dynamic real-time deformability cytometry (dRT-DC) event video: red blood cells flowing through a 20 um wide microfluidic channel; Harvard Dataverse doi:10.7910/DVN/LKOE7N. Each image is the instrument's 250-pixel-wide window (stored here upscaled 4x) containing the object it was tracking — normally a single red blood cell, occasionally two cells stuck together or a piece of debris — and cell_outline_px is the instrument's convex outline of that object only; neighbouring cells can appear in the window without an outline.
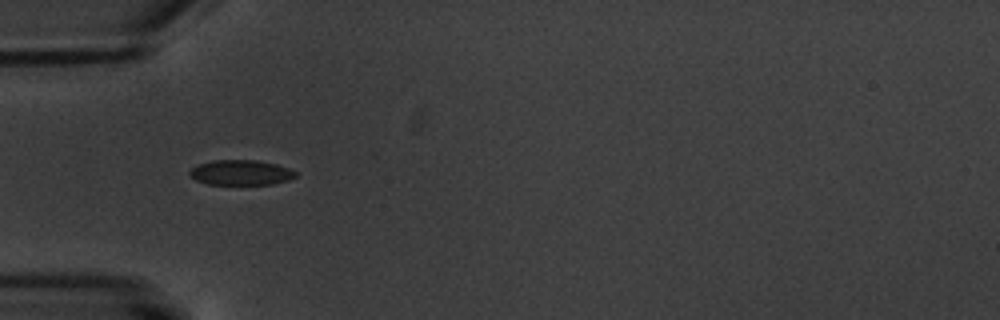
{"species": "common noctule bat (a hibernating species)", "species_latin": "Nyctalus noctula", "temperature_condition": "warm", "stored_images_in_passage": 5, "camera_frame_rate_fps": 3000, "um_per_image_px": 0.085, "animal": {"sex": "male", "body_mass_g": 20.1, "forearm_length_mm": 53.5}, "frame": {"image": 1, "passage_image": 1, "time_ms": 0.0, "image_size_px": [1000, 320], "cell_outline_px": [[296, 176], [288, 180], [272, 184], [208, 184], [196, 180], [188, 176], [188, 172], [192, 168], [200, 164], [212, 160], [256, 160], [276, 164], [288, 168], [296, 172]], "centroid_in_image_um": [20.45, 14.66], "position_along_channel_um": 64.6, "area_um2": 15.43}}